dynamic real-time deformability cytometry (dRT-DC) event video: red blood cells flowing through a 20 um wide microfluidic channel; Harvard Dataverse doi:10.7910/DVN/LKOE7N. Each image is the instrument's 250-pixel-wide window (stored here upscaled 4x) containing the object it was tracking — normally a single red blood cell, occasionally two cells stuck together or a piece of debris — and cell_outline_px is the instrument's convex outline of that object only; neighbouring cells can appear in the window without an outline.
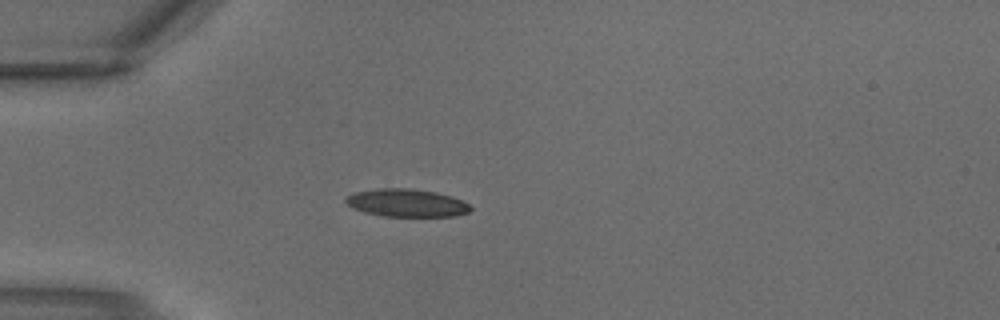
{"species": "common noctule bat (a hibernating species)", "species_latin": "Nyctalus noctula", "temperature_condition": "warm", "stored_images_in_passage": 3, "camera_frame_rate_fps": 3000, "um_per_image_px": 0.085, "animal": {"sex": "male", "body_mass_g": 18.8}, "frame": {"image": 1, "passage_image": 3, "time_ms": 0.667, "image_size_px": [1000, 320], "cell_outline_px": [[472, 208], [468, 212], [456, 216], [384, 216], [364, 212], [352, 208], [344, 200], [352, 192], [376, 188], [408, 188], [436, 192], [452, 196], [468, 204]], "centroid_in_image_um": [34.53, 17.24], "position_along_channel_um": 50.5, "area_um2": 20.23}}